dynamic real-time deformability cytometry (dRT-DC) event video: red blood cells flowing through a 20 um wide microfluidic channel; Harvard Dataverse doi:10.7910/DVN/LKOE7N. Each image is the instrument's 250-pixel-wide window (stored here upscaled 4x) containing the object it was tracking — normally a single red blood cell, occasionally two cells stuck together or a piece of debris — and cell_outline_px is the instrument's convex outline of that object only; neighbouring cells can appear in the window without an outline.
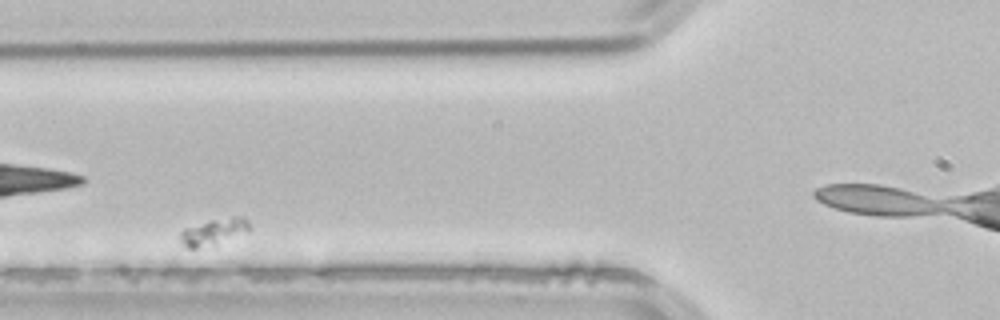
{"species": "common noctule bat (a hibernating species)", "species_latin": "Nyctalus noctula", "temperature_condition": "room temperature", "stored_images_in_passage": 4, "camera_frame_rate_fps": 3000, "um_per_image_px": 0.085, "animal": {"sex": "male", "body_mass_g": 21.5, "forearm_length_mm": 52.0}, "frame": {"image": 1, "passage_image": 3, "time_ms": 0.667, "image_size_px": [1000, 320], "cell_outline_px": [[248, 232], [216, 244], [196, 248], [188, 248], [180, 240], [180, 232], [184, 228], [212, 220], [232, 216], [244, 216], [248, 220]], "centroid_in_image_um": [18.18, 19.69], "position_along_channel_um": 107.6, "area_um2": 10.52}}